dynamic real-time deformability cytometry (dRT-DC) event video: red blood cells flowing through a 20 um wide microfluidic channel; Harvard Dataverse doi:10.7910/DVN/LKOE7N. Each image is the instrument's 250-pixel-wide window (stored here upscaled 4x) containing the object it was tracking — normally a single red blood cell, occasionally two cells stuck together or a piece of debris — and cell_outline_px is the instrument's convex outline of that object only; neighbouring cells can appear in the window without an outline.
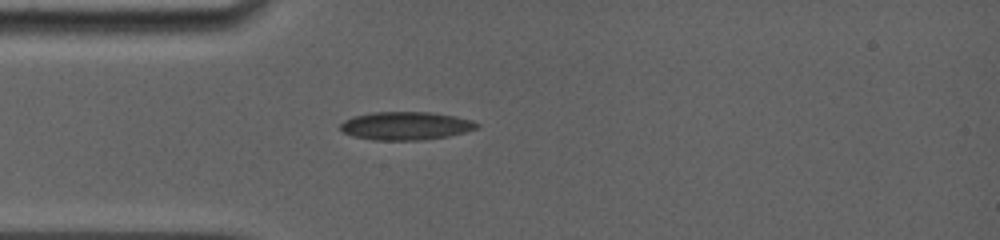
{"species": "common noctule bat (a hibernating species)", "species_latin": "Nyctalus noctula", "temperature_condition": "room temperature", "stored_images_in_passage": 21, "camera_frame_rate_fps": 5000, "um_per_image_px": 0.085, "animal": {"sex": "female", "body_mass_g": 19.0, "forearm_length_mm": 56.7}, "frame": {"image": 1, "passage_image": 4, "time_ms": 2.6, "image_size_px": [1000, 240], "cell_outline_px": [[480, 128], [448, 136], [420, 140], [372, 140], [352, 136], [344, 132], [340, 128], [340, 124], [344, 120], [352, 116], [372, 112], [432, 112], [456, 116], [472, 120], [480, 124]], "centroid_in_image_um": [34.5, 10.69], "position_along_channel_um": 50.5, "area_um2": 22.6}}
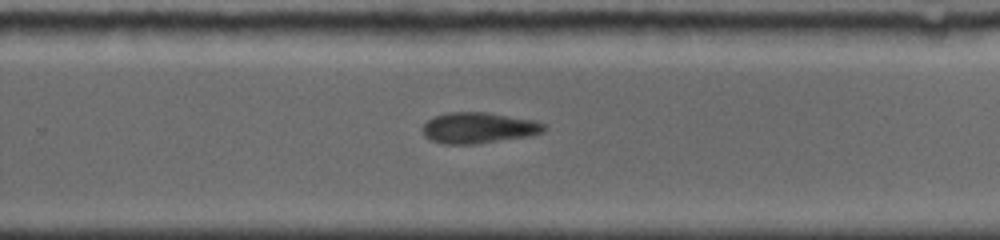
{"frame": {"image": 2, "passage_image": 13, "time_ms": 9.0, "image_size_px": [1000, 240], "cell_outline_px": [[548, 128], [540, 132], [524, 136], [472, 144], [448, 144], [432, 140], [424, 136], [424, 124], [432, 116], [448, 112], [488, 112], [536, 120], [548, 124]], "centroid_in_image_um": [40.69, 10.84], "position_along_channel_um": 289.1, "area_um2": 21.68}}
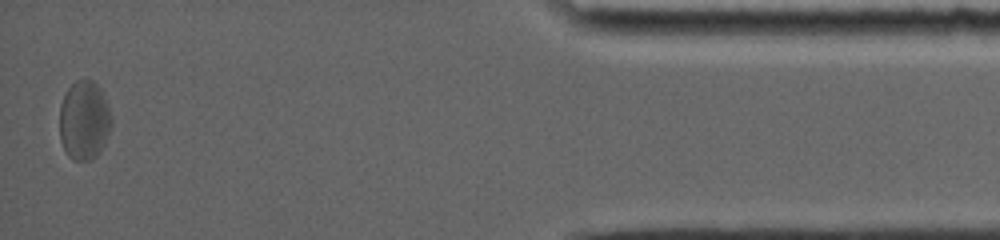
{"frame": {"image": 3, "passage_image": 21, "time_ms": 14.2, "image_size_px": [1000, 240], "cell_outline_px": [[112, 128], [100, 152], [92, 160], [72, 160], [68, 156], [60, 140], [60, 104], [68, 88], [76, 80], [92, 80], [100, 88], [108, 104], [112, 116]], "centroid_in_image_um": [7.17, 10.25], "position_along_channel_um": 428.0, "area_um2": 24.16}, "authors_computed_cell_mechanics": {"area_um2": 22.5998, "velocity_mm_per_s": 3.8271, "shape_relaxation_time_tau1_ms": 3.1201, "shape_relaxation_time_tau2_ms": 5.4018, "deformation_change_tau1": 0.0745, "deformation_change_tau2": 0.0891}}